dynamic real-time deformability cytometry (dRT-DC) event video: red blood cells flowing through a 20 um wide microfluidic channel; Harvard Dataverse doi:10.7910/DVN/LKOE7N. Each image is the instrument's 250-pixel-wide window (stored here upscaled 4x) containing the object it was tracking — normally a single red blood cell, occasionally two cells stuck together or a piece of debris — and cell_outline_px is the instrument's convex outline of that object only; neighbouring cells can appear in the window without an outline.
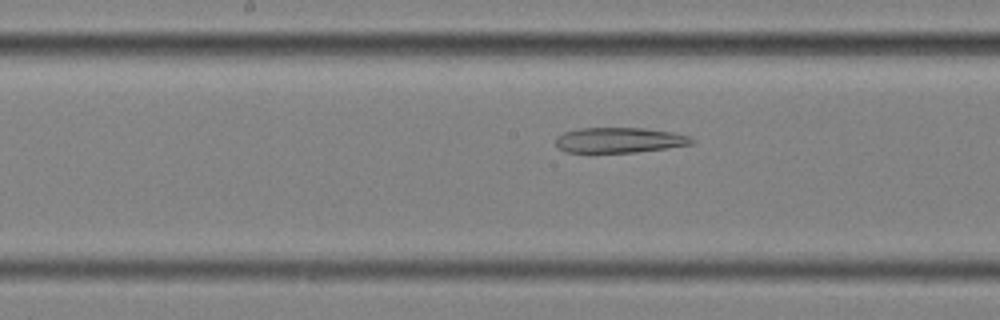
{"species": "common noctule bat (a hibernating species)", "species_latin": "Nyctalus noctula", "temperature_condition": "cold", "stored_images_in_passage": 57, "camera_frame_rate_fps": 3000, "um_per_image_px": 0.085, "animal": {"sex": "female", "body_mass_g": 25.1}, "frame": {"image": 1, "passage_image": 30, "time_ms": 9.667, "image_size_px": [1000, 320], "cell_outline_px": [[696, 140], [692, 144], [636, 152], [564, 152], [556, 148], [556, 136], [564, 132], [580, 128], [644, 128], [672, 132], [688, 136]], "centroid_in_image_um": [52.6, 11.91], "position_along_channel_um": 195.6, "area_um2": 20.0}}
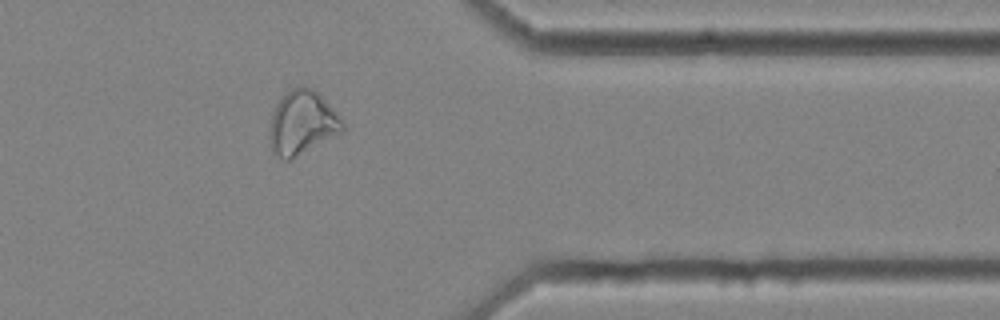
{"frame": {"image": 2, "passage_image": 47, "time_ms": 15.333, "image_size_px": [1000, 320], "cell_outline_px": [[344, 132], [288, 160], [284, 160], [272, 152], [268, 132], [272, 112], [276, 104], [292, 88], [304, 84], [312, 88], [344, 120]], "centroid_in_image_um": [25.68, 10.44], "position_along_channel_um": 385.7, "area_um2": 27.11}}
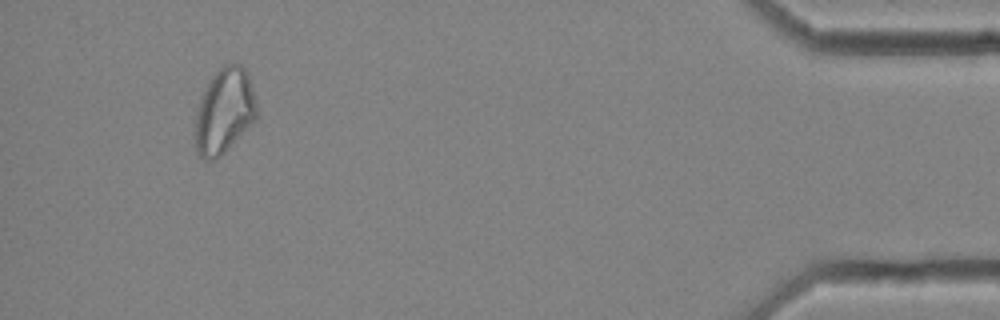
{"frame": {"image": 3, "passage_image": 54, "time_ms": 17.667, "image_size_px": [1000, 320], "cell_outline_px": [[256, 120], [216, 160], [204, 160], [196, 152], [192, 132], [196, 108], [204, 88], [212, 76], [224, 64], [240, 64], [244, 68], [248, 76], [252, 88], [256, 104]], "centroid_in_image_um": [19.0, 9.48], "position_along_channel_um": 416.2, "area_um2": 30.98}}